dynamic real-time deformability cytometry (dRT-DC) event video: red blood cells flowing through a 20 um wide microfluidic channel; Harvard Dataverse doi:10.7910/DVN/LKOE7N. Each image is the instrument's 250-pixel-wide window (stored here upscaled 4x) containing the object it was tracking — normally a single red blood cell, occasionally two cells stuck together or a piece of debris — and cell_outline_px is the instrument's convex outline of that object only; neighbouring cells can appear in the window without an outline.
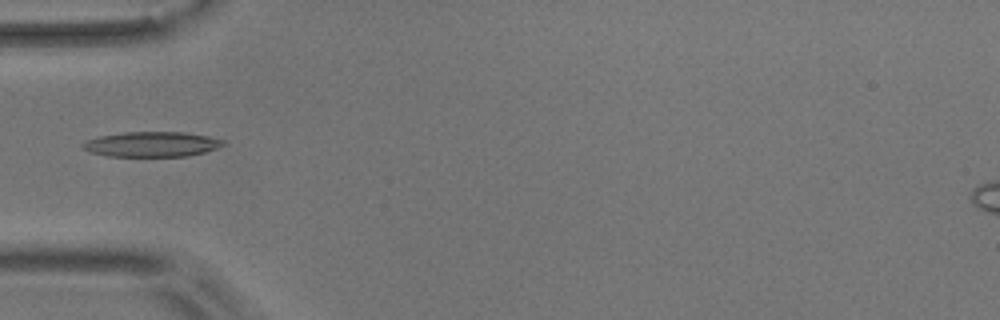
{"species": "common noctule bat (a hibernating species)", "species_latin": "Nyctalus noctula", "temperature_condition": "room temperature", "stored_images_in_passage": 4, "camera_frame_rate_fps": 3000, "um_per_image_px": 0.085, "animal": {"sex": "male", "body_mass_g": 17.9}, "frame": {"image": 1, "passage_image": 4, "time_ms": 4.333, "image_size_px": [1000, 320], "cell_outline_px": [[224, 144], [216, 148], [204, 152], [188, 156], [108, 156], [88, 152], [80, 144], [84, 140], [100, 136], [124, 132], [184, 132], [208, 136], [224, 140]], "centroid_in_image_um": [12.85, 12.26], "position_along_channel_um": 72.1, "area_um2": 20.52}}